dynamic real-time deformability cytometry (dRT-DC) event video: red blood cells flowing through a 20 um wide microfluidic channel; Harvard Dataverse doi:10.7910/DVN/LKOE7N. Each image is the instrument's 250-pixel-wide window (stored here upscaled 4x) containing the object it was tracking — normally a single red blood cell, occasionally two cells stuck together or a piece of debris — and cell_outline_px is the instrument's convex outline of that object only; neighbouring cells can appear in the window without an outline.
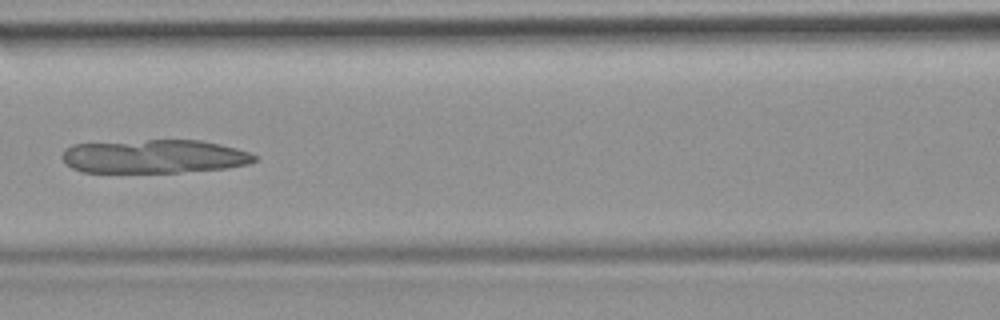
{"species": "common noctule bat (a hibernating species)", "species_latin": "Nyctalus noctula", "temperature_condition": "room temperature", "stored_images_in_passage": 40, "camera_frame_rate_fps": 3000, "um_per_image_px": 0.085, "animal": {"sex": "female", "body_mass_g": 19.9}, "frame": {"image": 1, "passage_image": 12, "time_ms": 3.667, "image_size_px": [1000, 320], "cell_outline_px": [[256, 160], [248, 164], [228, 168], [180, 172], [80, 172], [64, 164], [60, 156], [64, 148], [72, 144], [148, 140], [200, 140], [220, 144], [236, 148], [248, 152], [256, 156]], "centroid_in_image_um": [13.05, 13.3], "position_along_channel_um": 153.6, "area_um2": 37.92}}
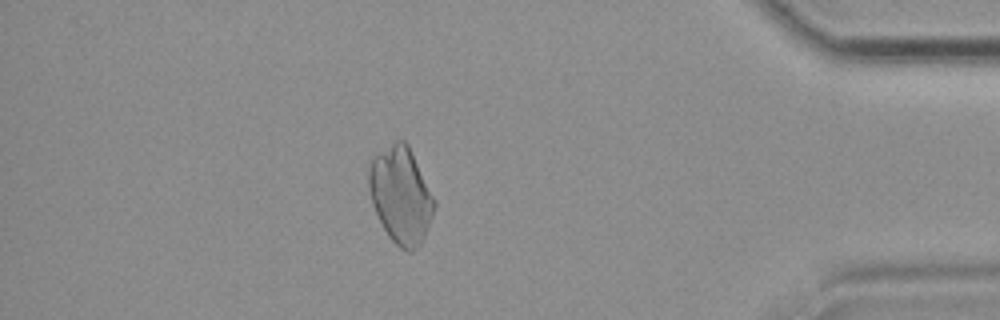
{"frame": {"image": 2, "passage_image": 34, "time_ms": 11.0, "image_size_px": [1000, 320], "cell_outline_px": [[436, 204], [432, 216], [424, 236], [420, 244], [412, 252], [408, 252], [400, 248], [388, 236], [372, 204], [368, 184], [368, 168], [372, 156], [376, 152], [396, 140], [404, 140], [408, 144], [436, 200]], "centroid_in_image_um": [34.06, 16.56], "position_along_channel_um": 401.1, "area_um2": 36.93}}